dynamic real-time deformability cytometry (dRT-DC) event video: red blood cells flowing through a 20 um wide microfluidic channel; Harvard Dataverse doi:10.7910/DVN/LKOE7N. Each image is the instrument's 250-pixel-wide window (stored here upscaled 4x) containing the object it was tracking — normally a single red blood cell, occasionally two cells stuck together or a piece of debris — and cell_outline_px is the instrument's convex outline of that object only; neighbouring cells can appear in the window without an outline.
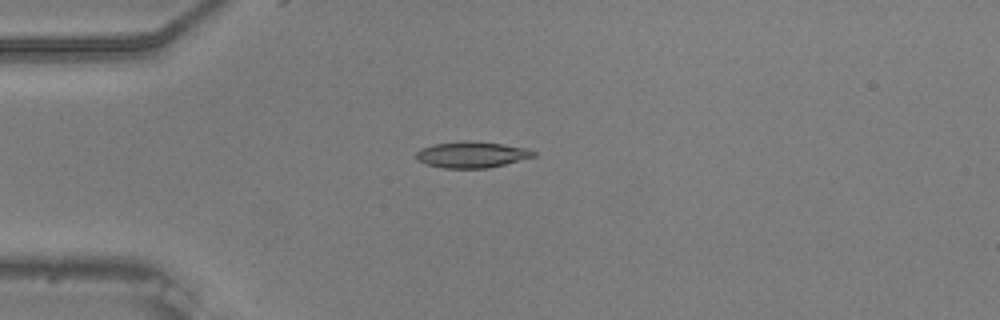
{"species": "common noctule bat (a hibernating species)", "species_latin": "Nyctalus noctula", "temperature_condition": "warm", "stored_images_in_passage": 41, "camera_frame_rate_fps": 3000, "um_per_image_px": 0.085, "animal": {"sex": "male", "body_mass_g": 20.5, "forearm_length_mm": 52.5}, "frame": {"image": 1, "passage_image": 1, "time_ms": 0.0, "image_size_px": [1000, 320], "cell_outline_px": [[536, 156], [488, 168], [444, 168], [428, 164], [416, 160], [416, 152], [420, 148], [432, 144], [460, 140], [464, 140], [504, 144], [528, 148], [536, 152]], "centroid_in_image_um": [40.08, 13.13], "position_along_channel_um": 44.9, "area_um2": 18.03}}
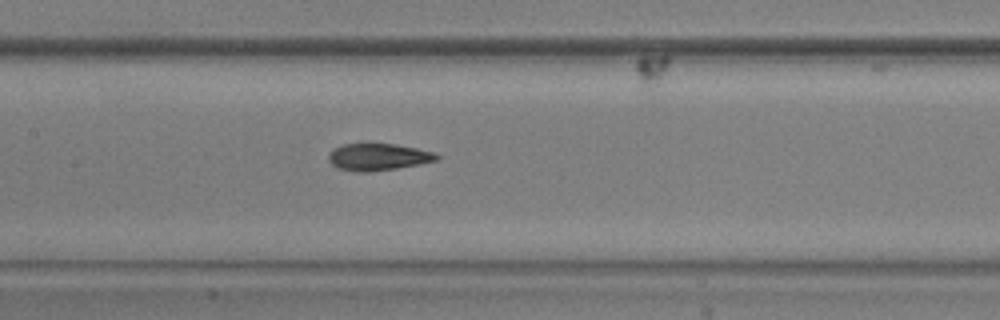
{"frame": {"image": 2, "passage_image": 13, "time_ms": 4.0, "image_size_px": [1000, 320], "cell_outline_px": [[440, 156], [436, 160], [420, 164], [396, 168], [368, 172], [360, 172], [336, 168], [328, 160], [328, 152], [332, 148], [344, 144], [368, 140], [396, 144], [416, 148], [432, 152]], "centroid_in_image_um": [32.05, 13.29], "position_along_channel_um": 175.3, "area_um2": 17.69}}
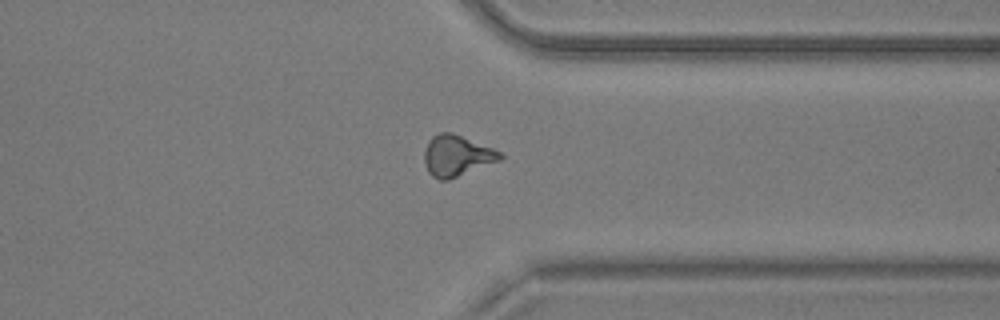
{"frame": {"image": 3, "passage_image": 29, "time_ms": 9.333, "image_size_px": [1000, 320], "cell_outline_px": [[504, 156], [500, 160], [448, 180], [440, 180], [432, 176], [428, 172], [424, 164], [424, 152], [428, 140], [432, 136], [440, 132], [452, 132], [492, 148], [500, 152]], "centroid_in_image_um": [38.79, 13.23], "position_along_channel_um": 372.6, "area_um2": 18.03}, "authors_computed_cell_mechanics": {"area_um2": 17.3978, "velocity_mm_per_s": 3.7387, "shape_relaxation_time_tau1_ms": 3.6859, "shape_relaxation_time_tau2_ms": 2.9342, "deformation_change_tau1": 0.154, "deformation_change_tau2": 0.1063}}